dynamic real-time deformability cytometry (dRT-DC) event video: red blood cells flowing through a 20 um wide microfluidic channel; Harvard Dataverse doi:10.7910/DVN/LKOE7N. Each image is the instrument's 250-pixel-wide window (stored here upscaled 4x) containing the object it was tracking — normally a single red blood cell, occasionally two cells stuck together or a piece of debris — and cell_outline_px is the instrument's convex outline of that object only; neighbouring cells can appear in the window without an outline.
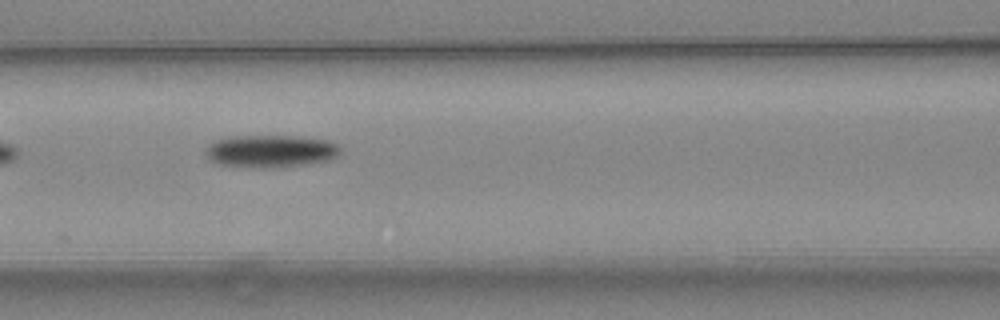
{"species": "common noctule bat (a hibernating species)", "species_latin": "Nyctalus noctula", "temperature_condition": "warm", "stored_images_in_passage": 5, "camera_frame_rate_fps": 3000, "um_per_image_px": 0.085, "animal": {"sex": "female", "body_mass_g": 24.6, "forearm_length_mm": 56.2}, "frame": {"image": 1, "passage_image": 3, "time_ms": 0.667, "image_size_px": [1000, 320], "cell_outline_px": [[340, 156], [332, 160], [276, 168], [256, 168], [220, 164], [208, 160], [204, 152], [204, 148], [208, 144], [216, 140], [236, 136], [292, 136], [328, 140], [340, 144]], "centroid_in_image_um": [23.02, 12.86], "position_along_channel_um": 143.6, "area_um2": 25.89}}
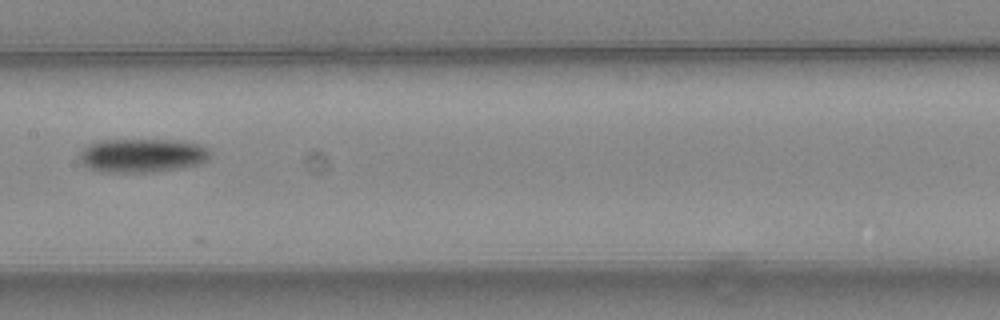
{"frame": {"image": 2, "passage_image": 4, "time_ms": 1.0, "image_size_px": [1000, 320], "cell_outline_px": [[208, 160], [196, 164], [180, 168], [152, 172], [100, 172], [88, 168], [80, 160], [80, 152], [88, 144], [100, 140], [180, 140], [200, 144], [208, 148]], "centroid_in_image_um": [12.06, 13.21], "position_along_channel_um": 195.3, "area_um2": 25.72}}
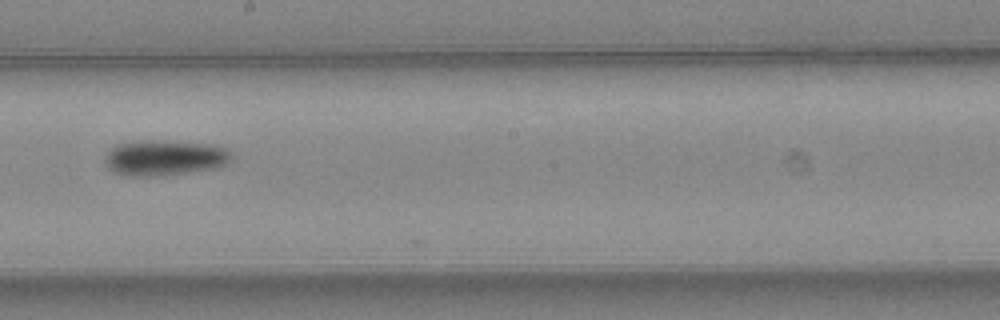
{"frame": {"image": 3, "passage_image": 5, "time_ms": 1.333, "image_size_px": [1000, 320], "cell_outline_px": [[232, 160], [224, 164], [212, 168], [156, 176], [128, 176], [112, 172], [104, 164], [104, 156], [116, 144], [144, 140], [152, 140], [212, 144], [224, 148], [232, 152]], "centroid_in_image_um": [13.93, 13.4], "position_along_channel_um": 234.3, "area_um2": 26.07}}